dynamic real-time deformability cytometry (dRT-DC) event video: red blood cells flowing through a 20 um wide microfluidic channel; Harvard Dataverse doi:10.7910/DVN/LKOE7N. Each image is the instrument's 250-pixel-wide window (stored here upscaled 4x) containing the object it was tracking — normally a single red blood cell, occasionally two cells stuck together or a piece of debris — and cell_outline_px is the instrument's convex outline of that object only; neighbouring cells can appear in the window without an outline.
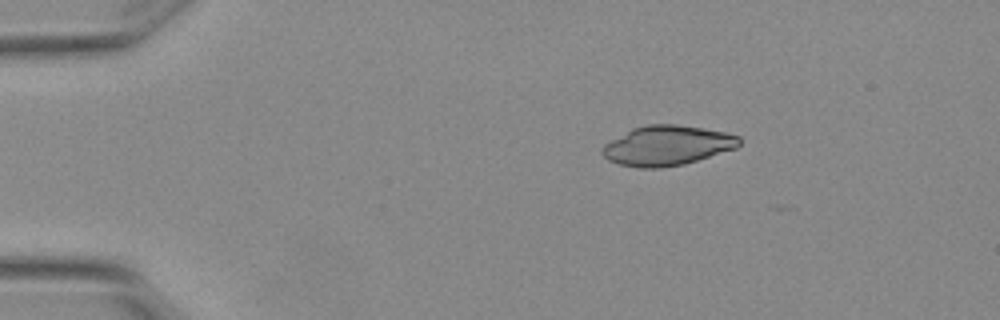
{"species": "Egyptian fruit bat (a non-hibernating species)", "species_latin": "Rousettus aegyptiacus", "temperature_condition": "warm", "stored_images_in_passage": 2, "camera_frame_rate_fps": 3000, "um_per_image_px": 0.085, "animal": {"sex": "female"}, "frame": {"image": 1, "passage_image": 2, "time_ms": 0.333, "image_size_px": [1000, 320], "cell_outline_px": [[740, 144], [736, 148], [684, 164], [660, 168], [636, 168], [620, 164], [608, 160], [600, 152], [604, 144], [632, 128], [648, 124], [676, 124], [724, 132], [740, 136]], "centroid_in_image_um": [56.68, 12.37], "position_along_channel_um": 28.3, "area_um2": 31.67}}